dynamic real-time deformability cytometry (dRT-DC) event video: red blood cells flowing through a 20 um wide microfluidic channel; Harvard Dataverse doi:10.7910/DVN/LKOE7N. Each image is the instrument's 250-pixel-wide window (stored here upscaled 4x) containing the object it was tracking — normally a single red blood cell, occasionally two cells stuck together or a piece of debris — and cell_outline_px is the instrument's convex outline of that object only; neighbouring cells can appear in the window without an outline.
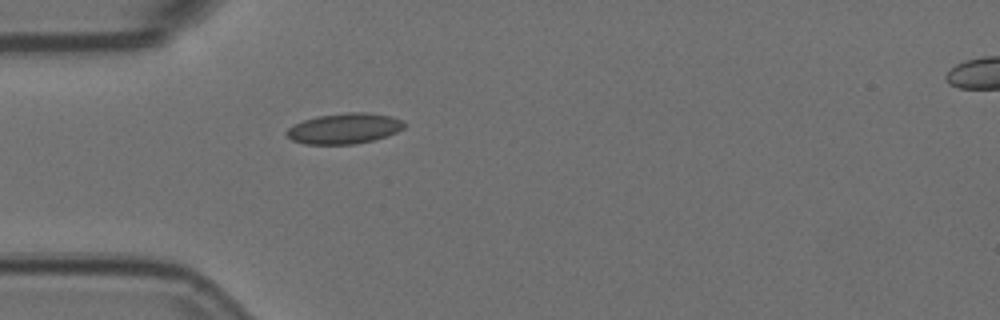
{"species": "Egyptian fruit bat (a non-hibernating species)", "species_latin": "Rousettus aegyptiacus", "temperature_condition": "room temperature", "stored_images_in_passage": 1, "camera_frame_rate_fps": 3000, "um_per_image_px": 0.085, "animal": {"sex": "female"}, "frame": {"image": 1, "passage_image": 1, "time_ms": 0.0, "image_size_px": [1000, 320], "cell_outline_px": [[404, 128], [388, 136], [372, 140], [352, 144], [304, 144], [292, 140], [284, 132], [288, 128], [304, 120], [316, 116], [348, 112], [364, 112], [392, 116], [404, 120]], "centroid_in_image_um": [29.28, 10.92], "position_along_channel_um": 55.7, "area_um2": 20.92}}